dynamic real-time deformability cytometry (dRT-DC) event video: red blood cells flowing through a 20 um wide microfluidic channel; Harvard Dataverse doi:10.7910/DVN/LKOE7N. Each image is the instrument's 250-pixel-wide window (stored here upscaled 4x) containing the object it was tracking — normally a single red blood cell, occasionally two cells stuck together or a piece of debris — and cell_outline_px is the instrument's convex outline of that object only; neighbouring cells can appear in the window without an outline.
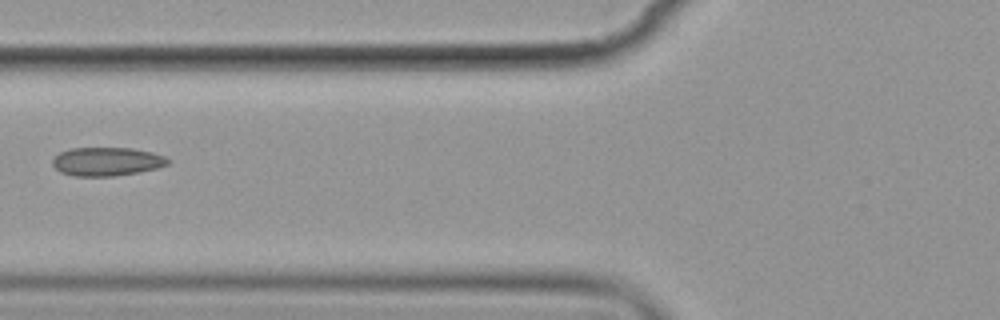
{"species": "common noctule bat (a hibernating species)", "species_latin": "Nyctalus noctula", "temperature_condition": "cold", "stored_images_in_passage": 3, "camera_frame_rate_fps": 3000, "um_per_image_px": 0.085, "animal": {"sex": "female", "body_mass_g": 19.9}, "frame": {"image": 1, "passage_image": 3, "time_ms": 2.333, "image_size_px": [1000, 320], "cell_outline_px": [[172, 160], [168, 164], [156, 168], [136, 172], [112, 176], [72, 176], [60, 172], [52, 164], [52, 160], [60, 152], [72, 148], [132, 148], [152, 152], [164, 156]], "centroid_in_image_um": [9.07, 13.73], "position_along_channel_um": 116.7, "area_um2": 19.13}}